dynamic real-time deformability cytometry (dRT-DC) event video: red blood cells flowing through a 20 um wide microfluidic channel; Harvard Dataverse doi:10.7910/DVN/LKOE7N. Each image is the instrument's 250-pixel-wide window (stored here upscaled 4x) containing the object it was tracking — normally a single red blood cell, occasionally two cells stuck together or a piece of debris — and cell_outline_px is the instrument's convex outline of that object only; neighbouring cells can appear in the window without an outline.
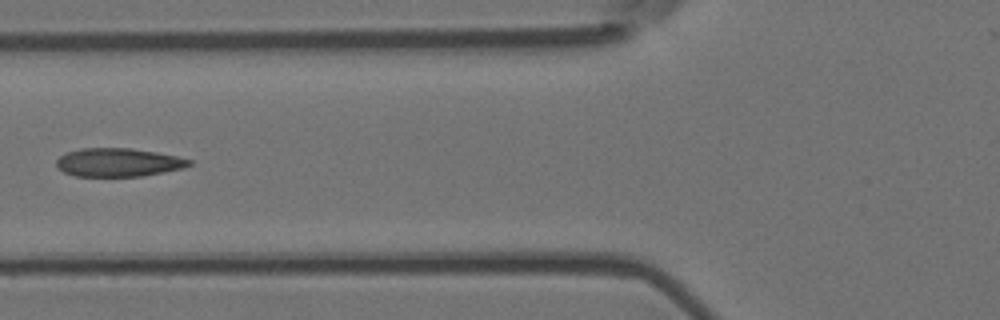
{"species": "Egyptian fruit bat (a non-hibernating species)", "species_latin": "Rousettus aegyptiacus", "temperature_condition": "room temperature", "stored_images_in_passage": 6, "camera_frame_rate_fps": 3000, "um_per_image_px": 0.085, "animal": {"sex": "female"}, "frame": {"image": 1, "passage_image": 5, "time_ms": 1.333, "image_size_px": [1000, 320], "cell_outline_px": [[192, 164], [184, 168], [144, 176], [76, 176], [64, 172], [56, 168], [56, 160], [60, 156], [68, 152], [80, 148], [132, 148], [156, 152], [176, 156], [192, 160]], "centroid_in_image_um": [10.06, 13.8], "position_along_channel_um": 115.7, "area_um2": 22.08}}
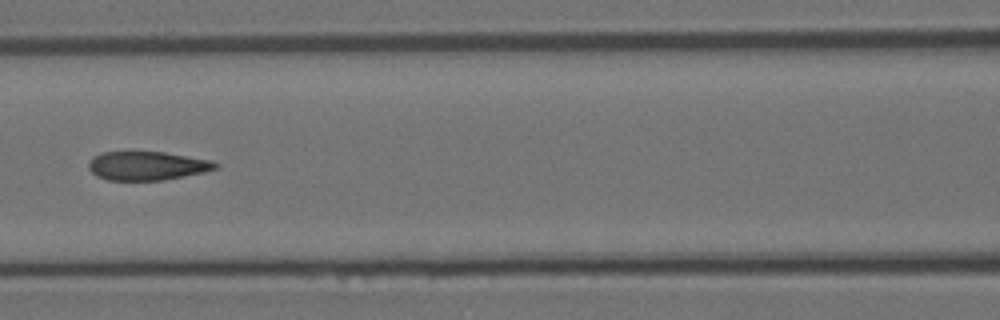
{"frame": {"image": 2, "passage_image": 6, "time_ms": 1.667, "image_size_px": [1000, 320], "cell_outline_px": [[220, 168], [204, 172], [164, 180], [108, 180], [96, 176], [88, 168], [88, 160], [92, 156], [104, 152], [164, 152], [212, 160], [220, 164]], "centroid_in_image_um": [12.52, 14.09], "position_along_channel_um": 154.1, "area_um2": 21.44}}